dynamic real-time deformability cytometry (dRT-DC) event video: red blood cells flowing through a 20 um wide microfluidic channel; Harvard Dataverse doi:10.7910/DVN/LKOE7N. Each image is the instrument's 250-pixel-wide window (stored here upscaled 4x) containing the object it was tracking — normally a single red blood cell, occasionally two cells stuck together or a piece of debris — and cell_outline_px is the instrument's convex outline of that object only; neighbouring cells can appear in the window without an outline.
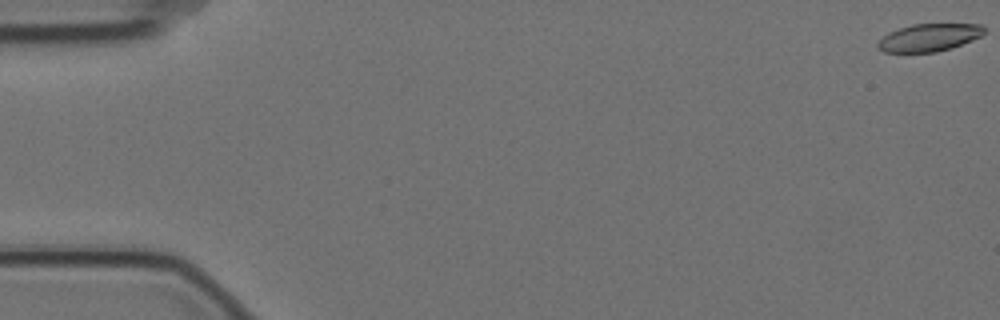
{"species": "Egyptian fruit bat (a non-hibernating species)", "species_latin": "Rousettus aegyptiacus", "temperature_condition": "cold", "stored_images_in_passage": 52, "camera_frame_rate_fps": 3000, "um_per_image_px": 0.085, "animal": {"sex": "female"}, "frame": {"image": 1, "passage_image": 1, "time_ms": 0.0, "image_size_px": [1000, 320], "cell_outline_px": [[984, 32], [980, 36], [972, 40], [952, 48], [936, 52], [884, 52], [876, 44], [888, 32], [912, 24], [980, 24], [984, 28]], "centroid_in_image_um": [78.97, 3.19], "position_along_channel_um": 6.0, "area_um2": 16.94}}
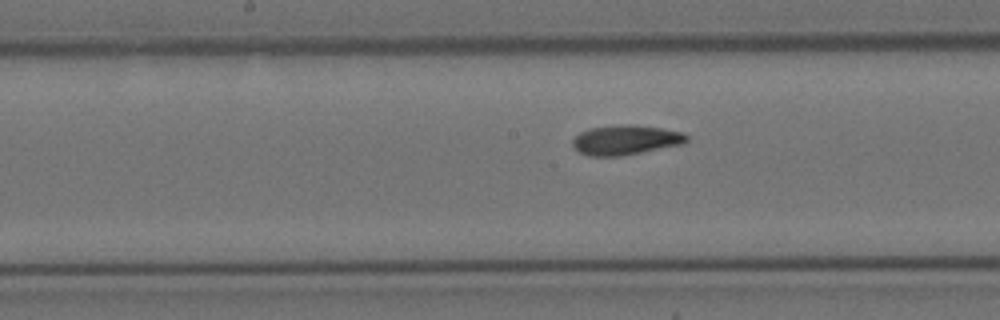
{"frame": {"image": 2, "passage_image": 30, "time_ms": 9.667, "image_size_px": [1000, 320], "cell_outline_px": [[688, 140], [684, 144], [620, 156], [588, 156], [580, 152], [572, 144], [572, 140], [580, 132], [588, 128], [620, 124], [632, 124], [664, 128], [684, 132], [688, 136]], "centroid_in_image_um": [53.21, 11.88], "position_along_channel_um": 195.0, "area_um2": 19.94}}
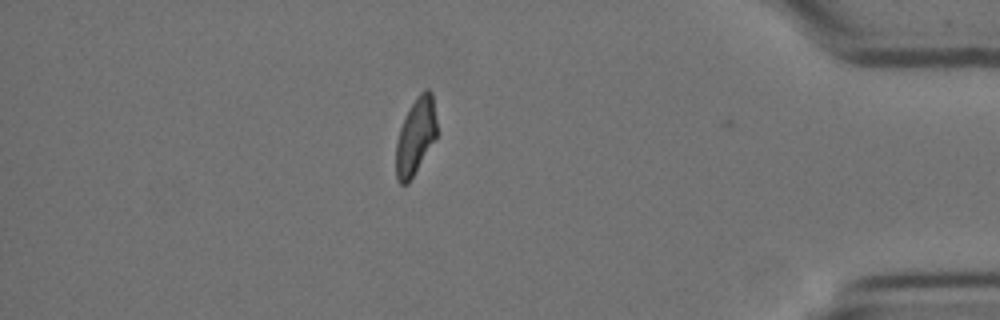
{"frame": {"image": 3, "passage_image": 51, "time_ms": 16.667, "image_size_px": [1000, 320], "cell_outline_px": [[436, 136], [408, 184], [400, 184], [396, 180], [396, 144], [400, 128], [416, 96], [424, 88], [428, 88], [432, 92], [436, 120]], "centroid_in_image_um": [35.31, 11.57], "position_along_channel_um": 399.9, "area_um2": 17.86}, "authors_computed_cell_mechanics": {"area_um2": 19.1318, "velocity_mm_per_s": 3.4919, "shape_relaxation_time_tau1_ms": 7.9746, "shape_relaxation_time_tau2_ms": 2.6928, "deformation_change_tau1": 0.2004, "deformation_change_tau2": 0.091}}